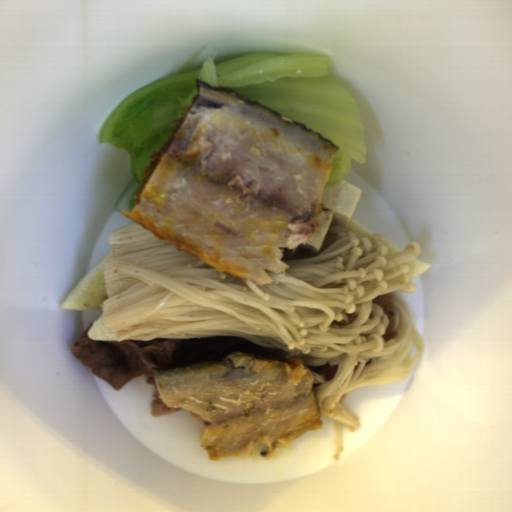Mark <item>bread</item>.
Here are the masks:
<instances>
[{
  "mask_svg": "<svg viewBox=\"0 0 512 512\" xmlns=\"http://www.w3.org/2000/svg\"><path fill=\"white\" fill-rule=\"evenodd\" d=\"M112 249L91 269L60 303L61 310H101L108 296L104 271Z\"/></svg>",
  "mask_w": 512,
  "mask_h": 512,
  "instance_id": "bread-1",
  "label": "bread"
},
{
  "mask_svg": "<svg viewBox=\"0 0 512 512\" xmlns=\"http://www.w3.org/2000/svg\"><path fill=\"white\" fill-rule=\"evenodd\" d=\"M102 315L92 322L90 329L87 332L88 338L92 341H112L124 342L114 332H108L101 323Z\"/></svg>",
  "mask_w": 512,
  "mask_h": 512,
  "instance_id": "bread-2",
  "label": "bread"
},
{
  "mask_svg": "<svg viewBox=\"0 0 512 512\" xmlns=\"http://www.w3.org/2000/svg\"><path fill=\"white\" fill-rule=\"evenodd\" d=\"M408 274L407 276L411 279L418 277L429 270L430 262H422L419 260H413L408 262Z\"/></svg>",
  "mask_w": 512,
  "mask_h": 512,
  "instance_id": "bread-3",
  "label": "bread"
},
{
  "mask_svg": "<svg viewBox=\"0 0 512 512\" xmlns=\"http://www.w3.org/2000/svg\"><path fill=\"white\" fill-rule=\"evenodd\" d=\"M343 227V226H342ZM344 231L350 232V233H356L359 236H362L364 238H369L371 236L376 235L374 232H372L369 228L353 221L350 219L347 227H343Z\"/></svg>",
  "mask_w": 512,
  "mask_h": 512,
  "instance_id": "bread-4",
  "label": "bread"
},
{
  "mask_svg": "<svg viewBox=\"0 0 512 512\" xmlns=\"http://www.w3.org/2000/svg\"><path fill=\"white\" fill-rule=\"evenodd\" d=\"M399 251H401V250H399L398 248H396L393 245H391L390 243H388V254H389V256L392 255V254H395V253H397Z\"/></svg>",
  "mask_w": 512,
  "mask_h": 512,
  "instance_id": "bread-5",
  "label": "bread"
}]
</instances>
